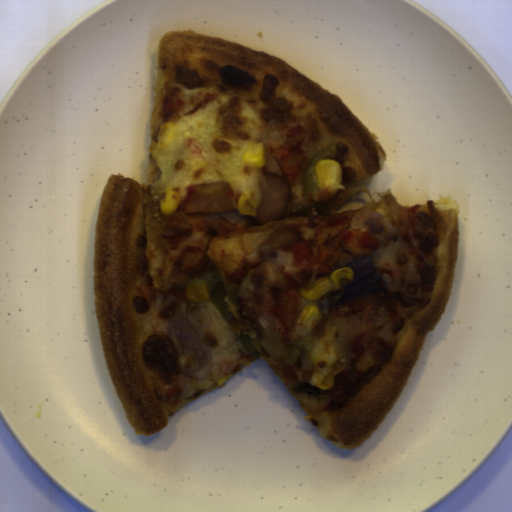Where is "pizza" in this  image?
I'll list each match as a JSON object with an SVG mask.
<instances>
[{
  "instance_id": "obj_1",
  "label": "pizza",
  "mask_w": 512,
  "mask_h": 512,
  "mask_svg": "<svg viewBox=\"0 0 512 512\" xmlns=\"http://www.w3.org/2000/svg\"><path fill=\"white\" fill-rule=\"evenodd\" d=\"M182 66L198 74L195 89L175 84ZM154 107L146 184L131 176L110 175L100 197L94 244L93 293L103 353L112 385L135 434L155 435L171 415L219 387L218 380L262 360L305 412L324 440L341 449L358 448L379 427L402 393L429 331L440 320L452 289L458 259L461 213L453 199L425 201L416 210L413 238L424 256L421 266L402 238L397 218L377 211L365 186L388 158L377 140L348 107L319 83L306 78L283 59L218 36L189 29L167 31L155 49ZM175 136L156 149L166 123ZM295 126L308 133L306 158L280 220L257 224L242 214L235 226L219 212L191 213L190 238L169 249L161 236L169 215L160 201L167 190L183 202L190 188L228 184L235 199L247 194L261 202L264 167L243 166L248 143H264L272 153ZM334 148L331 159L341 165V185L318 188L303 197L305 169L320 150ZM359 190L371 203L351 211L350 228L363 229L379 242L371 257L377 267L389 263L403 273L398 291L399 314L375 317L369 341L345 339L348 323L335 319L331 307L349 281L316 304L321 311L310 332L299 324L285 329L274 310L278 289L298 288L326 276L296 262L287 248L271 251L264 240L278 226H291L298 240H312L310 215H337ZM179 203V204H180ZM191 246L207 252L213 267L200 279L209 287L221 281L227 322L210 298L190 303V280L174 259ZM188 319L198 332L207 363L198 367L191 350L177 341L173 325ZM252 337L260 353L244 350L240 332ZM334 336L336 358L329 368L285 362L289 347L304 338L314 344ZM317 372L333 375L330 389L319 396L296 392ZM232 375V376H233Z\"/></svg>"
}]
</instances>
